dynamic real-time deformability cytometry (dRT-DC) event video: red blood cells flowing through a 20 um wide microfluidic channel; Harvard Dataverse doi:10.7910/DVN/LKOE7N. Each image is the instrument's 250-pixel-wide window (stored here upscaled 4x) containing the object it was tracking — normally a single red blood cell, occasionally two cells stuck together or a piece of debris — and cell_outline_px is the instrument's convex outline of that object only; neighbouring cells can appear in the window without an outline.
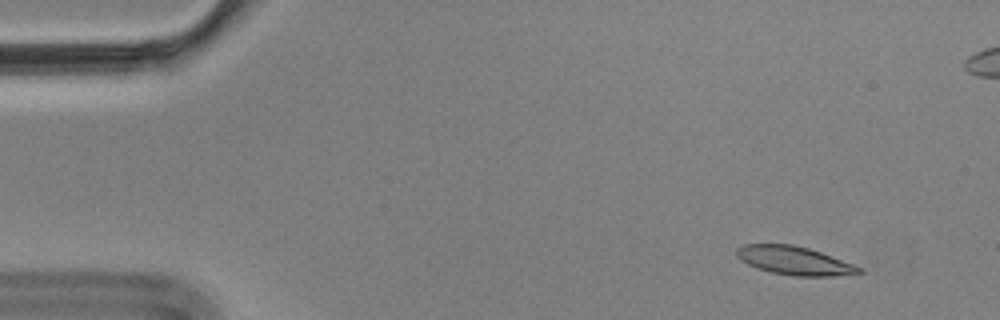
{"species": "Egyptian fruit bat (a non-hibernating species)", "species_latin": "Rousettus aegyptiacus", "temperature_condition": "cold", "stored_images_in_passage": 6, "camera_frame_rate_fps": 3000, "um_per_image_px": 0.085, "animal": {"sex": "male"}, "frame": {"image": 1, "passage_image": 2, "time_ms": 0.333, "image_size_px": [1000, 320], "cell_outline_px": [[864, 272], [832, 276], [796, 276], [772, 272], [756, 268], [748, 264], [736, 256], [736, 248], [744, 244], [792, 244], [808, 248], [820, 252], [852, 264], [860, 268]], "centroid_in_image_um": [67.46, 22.14], "position_along_channel_um": 17.5, "area_um2": 20.0}}